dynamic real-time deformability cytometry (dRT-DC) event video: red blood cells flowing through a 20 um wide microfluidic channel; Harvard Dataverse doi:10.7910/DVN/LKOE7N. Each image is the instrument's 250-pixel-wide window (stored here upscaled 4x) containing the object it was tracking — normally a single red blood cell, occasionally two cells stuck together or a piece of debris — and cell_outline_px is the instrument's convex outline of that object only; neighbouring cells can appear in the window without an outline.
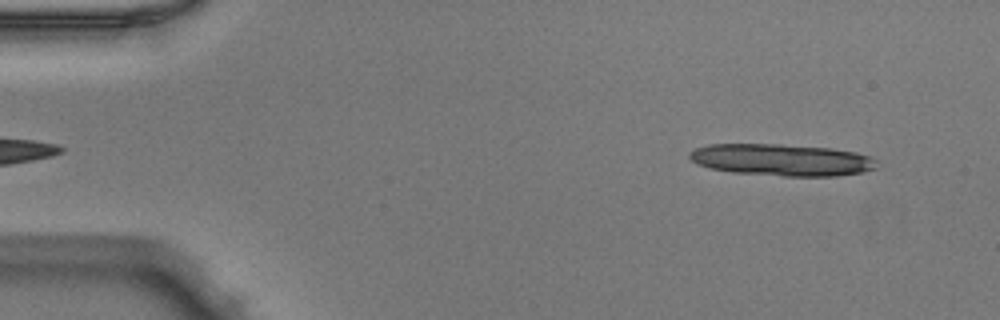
{"species": "Egyptian fruit bat (a non-hibernating species)", "species_latin": "Rousettus aegyptiacus", "temperature_condition": "warm", "stored_images_in_passage": 11, "camera_frame_rate_fps": 3000, "um_per_image_px": 0.085, "animal": {"sex": "male"}, "frame": {"image": 1, "passage_image": 2, "time_ms": 0.333, "image_size_px": [1000, 320], "cell_outline_px": [[872, 168], [860, 172], [832, 176], [784, 176], [736, 172], [712, 168], [700, 164], [692, 160], [688, 156], [696, 148], [712, 144], [776, 144], [828, 148], [852, 152], [868, 156]], "centroid_in_image_um": [66.34, 13.58], "position_along_channel_um": 18.7, "area_um2": 33.52}}